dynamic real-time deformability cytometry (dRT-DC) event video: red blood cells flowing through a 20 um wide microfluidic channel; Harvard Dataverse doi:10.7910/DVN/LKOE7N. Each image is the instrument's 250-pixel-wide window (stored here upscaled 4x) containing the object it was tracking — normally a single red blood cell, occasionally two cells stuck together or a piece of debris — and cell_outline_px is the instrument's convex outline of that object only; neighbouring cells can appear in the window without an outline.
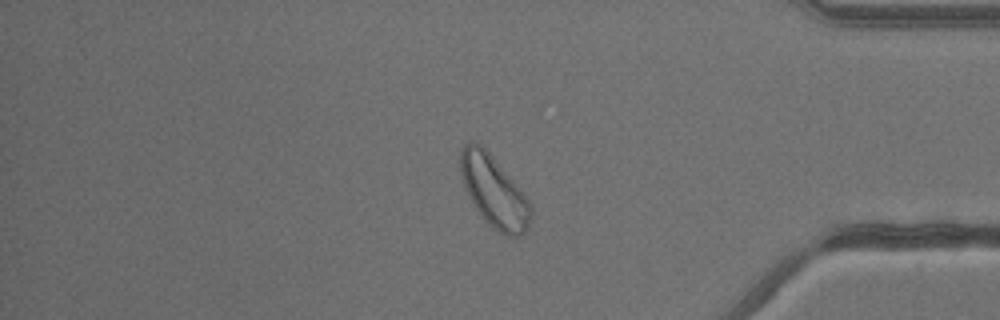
{"species": "common noctule bat (a hibernating species)", "species_latin": "Nyctalus noctula", "temperature_condition": "warm", "stored_images_in_passage": 41, "camera_frame_rate_fps": 3000, "um_per_image_px": 0.085, "animal": {"sex": "male", "body_mass_g": 13.3}, "frame": {"image": 1, "passage_image": 35, "time_ms": 11.333, "image_size_px": [1000, 320], "cell_outline_px": [[532, 216], [528, 228], [520, 236], [508, 236], [492, 228], [488, 224], [476, 208], [464, 184], [460, 172], [460, 148], [464, 144], [472, 140], [480, 144], [492, 156], [532, 204]], "centroid_in_image_um": [41.99, 16.27], "position_along_channel_um": 393.2, "area_um2": 28.84}}